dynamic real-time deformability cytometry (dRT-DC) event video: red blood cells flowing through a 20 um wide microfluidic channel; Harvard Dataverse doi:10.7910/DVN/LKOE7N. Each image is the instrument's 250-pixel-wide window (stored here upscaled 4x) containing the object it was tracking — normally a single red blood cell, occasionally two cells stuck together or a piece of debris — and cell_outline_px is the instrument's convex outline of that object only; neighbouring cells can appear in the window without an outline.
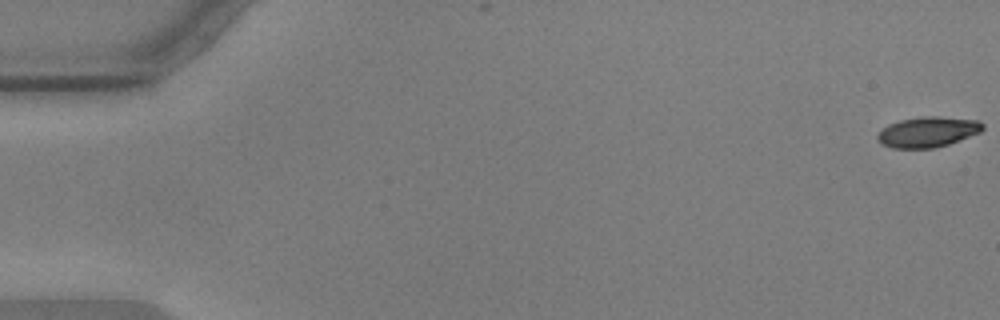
{"species": "common noctule bat (a hibernating species)", "species_latin": "Nyctalus noctula", "temperature_condition": "warm", "stored_images_in_passage": 57, "camera_frame_rate_fps": 3000, "um_per_image_px": 0.085, "animal": {"sex": "male", "body_mass_g": 17.9, "forearm_length_mm": 54.2}, "frame": {"image": 1, "passage_image": 1, "time_ms": 0.0, "image_size_px": [1000, 320], "cell_outline_px": [[984, 128], [980, 132], [948, 144], [932, 148], [892, 148], [880, 144], [876, 136], [888, 124], [900, 120], [920, 116], [936, 116], [980, 120], [984, 124]], "centroid_in_image_um": [78.86, 11.2], "position_along_channel_um": 6.1, "area_um2": 18.67}}
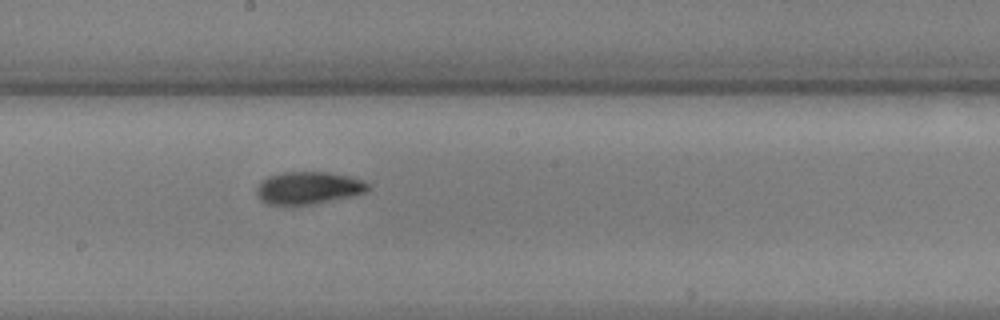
{"frame": {"image": 2, "passage_image": 32, "time_ms": 10.333, "image_size_px": [1000, 320], "cell_outline_px": [[372, 188], [368, 192], [352, 196], [308, 204], [268, 204], [260, 200], [256, 192], [256, 188], [268, 176], [284, 172], [328, 172], [352, 176], [364, 180]], "centroid_in_image_um": [26.27, 15.95], "position_along_channel_um": 221.9, "area_um2": 20.98}}
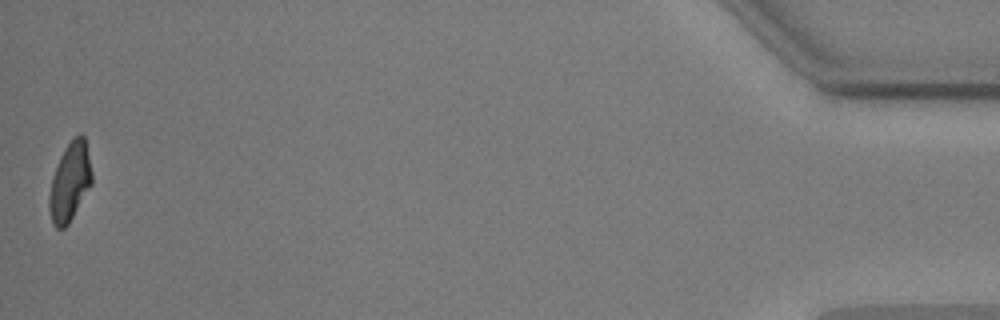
{"frame": {"image": 3, "passage_image": 57, "time_ms": 18.667, "image_size_px": [1000, 320], "cell_outline_px": [[92, 184], [68, 224], [64, 228], [56, 228], [52, 224], [48, 208], [48, 196], [52, 180], [60, 156], [68, 144], [80, 132], [84, 136], [92, 172]], "centroid_in_image_um": [5.93, 15.5], "position_along_channel_um": 429.3, "area_um2": 19.31}, "authors_computed_cell_mechanics": {"area_um2": 20.0566, "velocity_mm_per_s": 3.5711, "shape_relaxation_time_tau1_ms": 4.697, "shape_relaxation_time_tau2_ms": 2.9704, "deformation_change_tau1": 0.1618, "deformation_change_tau2": 0.0746}}